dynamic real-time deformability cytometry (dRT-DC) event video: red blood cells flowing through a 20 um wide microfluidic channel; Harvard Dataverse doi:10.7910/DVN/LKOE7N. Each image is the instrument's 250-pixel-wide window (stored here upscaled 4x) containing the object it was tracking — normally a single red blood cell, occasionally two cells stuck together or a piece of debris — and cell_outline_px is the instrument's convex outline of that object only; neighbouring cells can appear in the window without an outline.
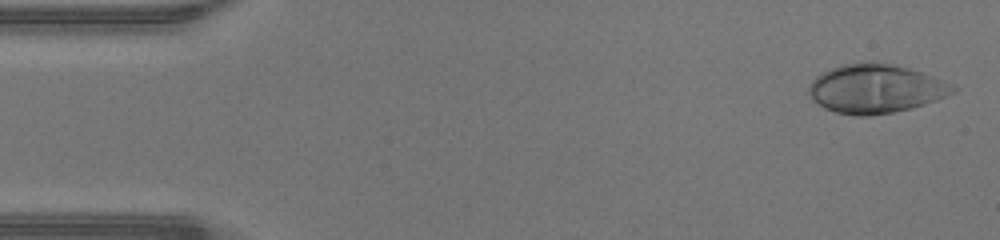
{"species": "human", "species_latin": "Homo sapiens", "temperature_condition": "warm", "stored_images_in_passage": 47, "camera_frame_rate_fps": 3000, "um_per_image_px": 0.085, "donor": {"sex": "male"}, "frame": {"image": 1, "passage_image": 2, "time_ms": 0.333, "image_size_px": [1000, 240], "cell_outline_px": [[956, 88], [952, 92], [936, 100], [912, 108], [892, 112], [868, 116], [856, 116], [836, 112], [824, 108], [812, 100], [808, 92], [808, 88], [812, 80], [820, 72], [844, 64], [864, 60], [892, 64], [908, 68], [932, 76]], "centroid_in_image_um": [74.34, 7.53], "position_along_channel_um": 10.7, "area_um2": 40.81}}
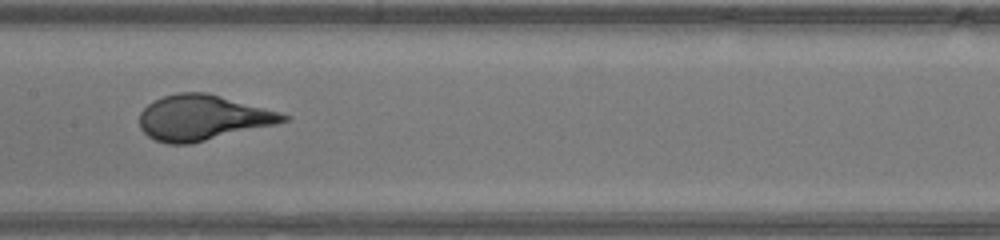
{"frame": {"image": 2, "passage_image": 23, "time_ms": 7.333, "image_size_px": [1000, 240], "cell_outline_px": [[292, 116], [288, 120], [276, 124], [188, 144], [168, 144], [156, 140], [148, 136], [140, 128], [140, 112], [152, 100], [176, 92], [208, 92], [280, 112]], "centroid_in_image_um": [17.21, 9.99], "position_along_channel_um": 190.2, "area_um2": 37.86}}
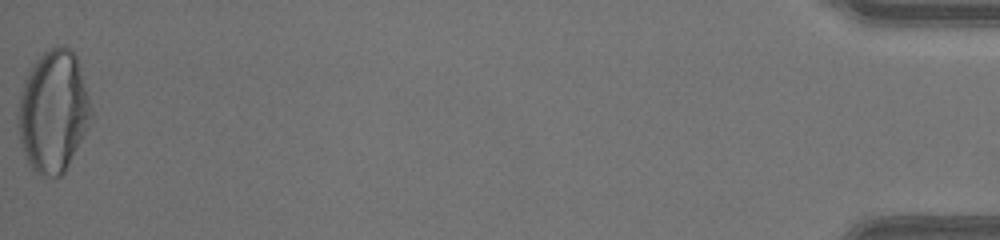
{"frame": {"image": 3, "passage_image": 47, "time_ms": 15.333, "image_size_px": [1000, 240], "cell_outline_px": [[92, 120], [88, 128], [64, 172], [60, 176], [40, 176], [28, 164], [20, 140], [16, 124], [20, 92], [24, 80], [28, 72], [36, 60], [48, 48], [56, 44], [64, 44], [72, 48], [76, 56], [92, 108]], "centroid_in_image_um": [4.52, 9.44], "position_along_channel_um": 430.7, "area_um2": 52.25}, "authors_computed_cell_mechanics": {"area_um2": 38.2636, "velocity_mm_per_s": 4.3782, "shape_relaxation_time_tau1_ms": 3.8155, "shape_relaxation_time_tau2_ms": null, "deformation_change_tau1": 0.2636, "deformation_change_tau2": null}}